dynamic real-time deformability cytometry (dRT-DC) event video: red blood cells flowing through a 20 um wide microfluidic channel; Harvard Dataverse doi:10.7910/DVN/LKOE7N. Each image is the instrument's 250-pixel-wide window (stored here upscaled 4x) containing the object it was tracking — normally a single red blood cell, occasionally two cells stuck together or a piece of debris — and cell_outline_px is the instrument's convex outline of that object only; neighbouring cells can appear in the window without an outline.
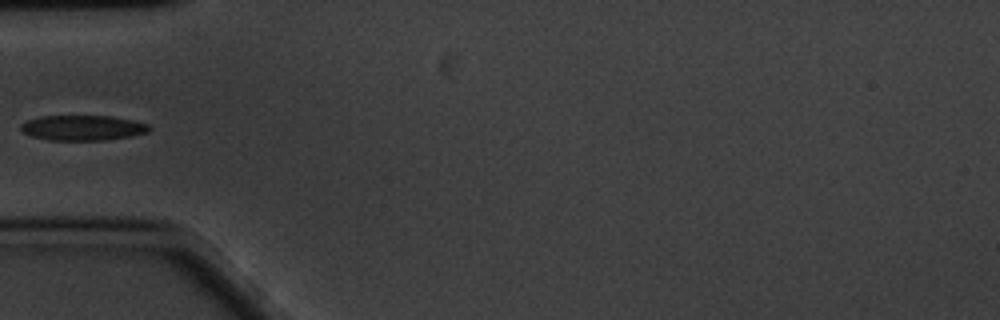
{"species": "common noctule bat (a hibernating species)", "species_latin": "Nyctalus noctula", "temperature_condition": "cold", "stored_images_in_passage": 26, "camera_frame_rate_fps": 3000, "um_per_image_px": 0.085, "animal": {"sex": "male", "body_mass_g": 20.1, "forearm_length_mm": 53.5}, "frame": {"image": 1, "passage_image": 1, "time_ms": 0.0, "image_size_px": [1000, 320], "cell_outline_px": [[152, 128], [148, 132], [132, 136], [104, 140], [48, 140], [32, 136], [24, 132], [20, 128], [20, 124], [28, 120], [40, 116], [112, 116], [132, 120], [148, 124]], "centroid_in_image_um": [7.05, 10.86], "position_along_channel_um": 78.0, "area_um2": 18.84}}